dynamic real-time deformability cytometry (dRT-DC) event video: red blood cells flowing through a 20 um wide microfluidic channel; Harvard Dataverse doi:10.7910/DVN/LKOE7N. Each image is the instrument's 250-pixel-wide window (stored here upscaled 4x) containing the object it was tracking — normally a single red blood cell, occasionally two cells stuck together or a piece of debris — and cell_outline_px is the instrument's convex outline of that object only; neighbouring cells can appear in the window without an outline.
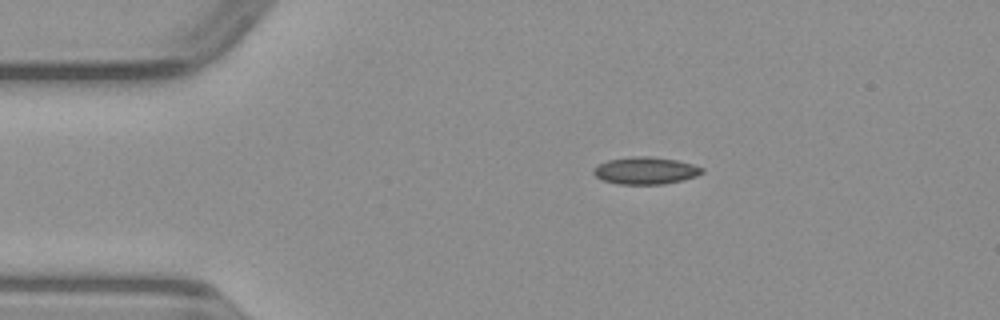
{"species": "common noctule bat (a hibernating species)", "species_latin": "Nyctalus noctula", "temperature_condition": "warm", "stored_images_in_passage": 50, "camera_frame_rate_fps": 3000, "um_per_image_px": 0.085, "animal": {"sex": "male", "body_mass_g": 23.1, "forearm_length_mm": 52.7}, "frame": {"image": 1, "passage_image": 9, "time_ms": 2.667, "image_size_px": [1000, 320], "cell_outline_px": [[704, 172], [696, 176], [664, 184], [620, 184], [604, 180], [596, 176], [592, 172], [592, 168], [596, 164], [608, 160], [628, 156], [648, 156], [676, 160], [692, 164], [704, 168]], "centroid_in_image_um": [54.83, 14.49], "position_along_channel_um": 30.2, "area_um2": 17.22}}
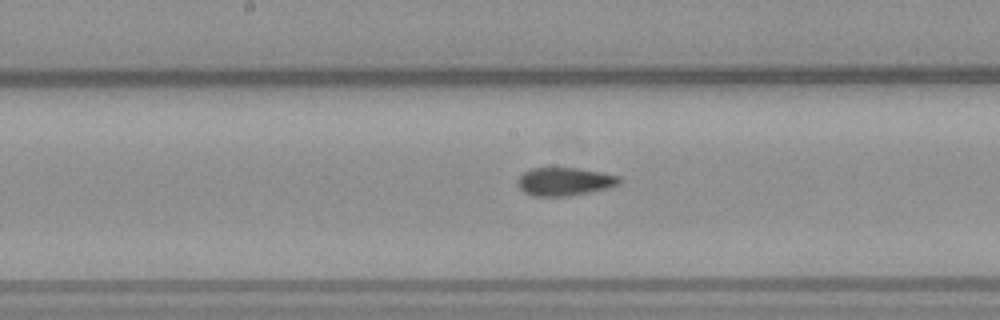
{"frame": {"image": 2, "passage_image": 25, "time_ms": 8.0, "image_size_px": [1000, 320], "cell_outline_px": [[624, 180], [620, 184], [608, 188], [568, 196], [532, 196], [524, 192], [520, 188], [516, 180], [524, 172], [532, 168], [576, 168], [600, 172], [620, 176]], "centroid_in_image_um": [48.01, 15.43], "position_along_channel_um": 200.2, "area_um2": 16.7}}
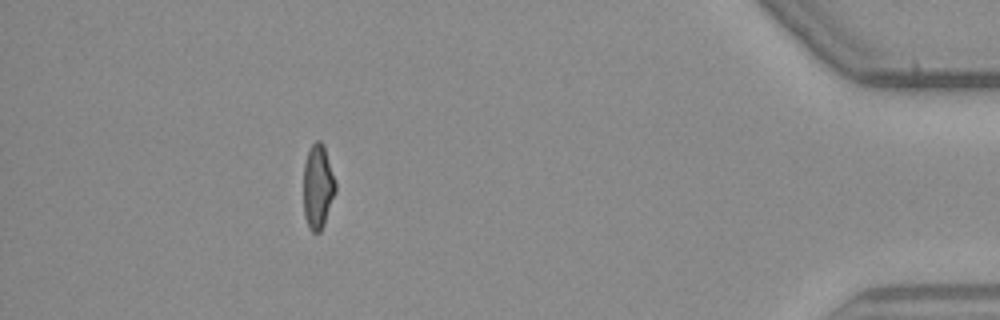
{"frame": {"image": 3, "passage_image": 45, "time_ms": 14.667, "image_size_px": [1000, 320], "cell_outline_px": [[336, 192], [324, 224], [320, 232], [312, 232], [308, 228], [304, 216], [304, 164], [308, 152], [312, 144], [316, 140], [320, 140], [324, 144], [336, 180]], "centroid_in_image_um": [27.03, 15.86], "position_along_channel_um": 408.2, "area_um2": 15.95}}